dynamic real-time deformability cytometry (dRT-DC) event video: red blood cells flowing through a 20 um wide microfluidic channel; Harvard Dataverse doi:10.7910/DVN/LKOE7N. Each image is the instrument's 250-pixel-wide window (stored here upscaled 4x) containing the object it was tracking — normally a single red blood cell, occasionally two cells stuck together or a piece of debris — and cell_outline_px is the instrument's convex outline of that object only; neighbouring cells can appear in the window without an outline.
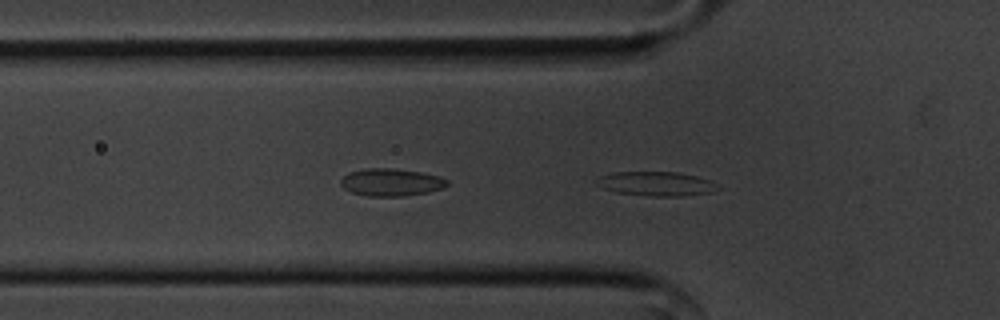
{"species": "common noctule bat (a hibernating species)", "species_latin": "Nyctalus noctula", "temperature_condition": "cold", "stored_images_in_passage": 30, "camera_frame_rate_fps": 3000, "um_per_image_px": 0.085, "animal": {"sex": "male", "body_mass_g": 20.1, "forearm_length_mm": 53.5}, "frame": {"image": 1, "passage_image": 3, "time_ms": 0.667, "image_size_px": [1000, 320], "cell_outline_px": [[720, 188], [712, 192], [680, 196], [648, 196], [616, 192], [604, 188], [596, 184], [592, 180], [596, 176], [612, 172], [676, 172], [696, 176], [708, 180], [716, 184]], "centroid_in_image_um": [55.69, 15.61], "position_along_channel_um": 70.1, "area_um2": 17.22}}
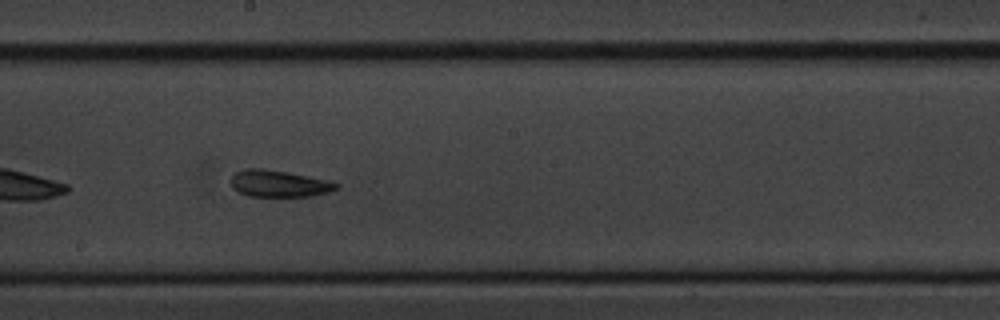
{"frame": {"image": 2, "passage_image": 16, "time_ms": 5.0, "image_size_px": [1000, 320], "cell_outline_px": [[340, 188], [328, 192], [312, 196], [248, 196], [236, 192], [232, 188], [232, 176], [236, 172], [244, 168], [264, 168], [288, 172], [308, 176], [340, 184]], "centroid_in_image_um": [23.68, 15.6], "position_along_channel_um": 224.5, "area_um2": 16.47}}
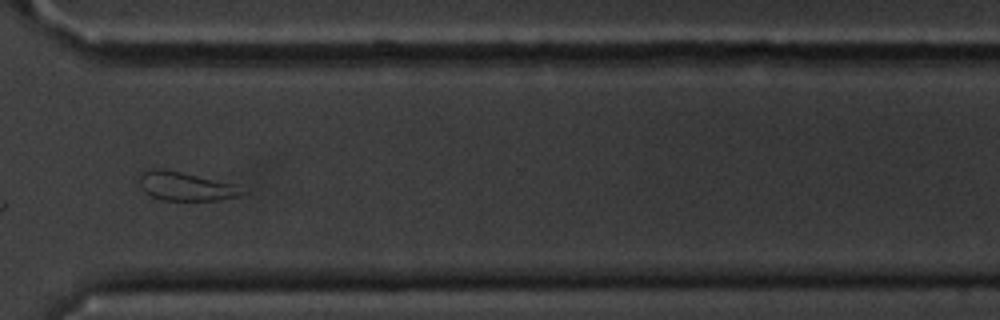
{"frame": {"image": 3, "passage_image": 27, "time_ms": 8.667, "image_size_px": [1000, 320], "cell_outline_px": [[248, 192], [240, 196], [220, 200], [160, 200], [152, 196], [140, 184], [140, 172], [152, 168], [160, 168], [180, 172], [232, 184]], "centroid_in_image_um": [15.79, 15.84], "position_along_channel_um": 354.8, "area_um2": 16.82}, "authors_computed_cell_mechanics": {"area_um2": 16.6464, "velocity_mm_per_s": 3.5501, "shape_relaxation_time_tau1_ms": 3.8452, "shape_relaxation_time_tau2_ms": 5.824, "deformation_change_tau1": 0.1039, "deformation_change_tau2": 0.1605}}